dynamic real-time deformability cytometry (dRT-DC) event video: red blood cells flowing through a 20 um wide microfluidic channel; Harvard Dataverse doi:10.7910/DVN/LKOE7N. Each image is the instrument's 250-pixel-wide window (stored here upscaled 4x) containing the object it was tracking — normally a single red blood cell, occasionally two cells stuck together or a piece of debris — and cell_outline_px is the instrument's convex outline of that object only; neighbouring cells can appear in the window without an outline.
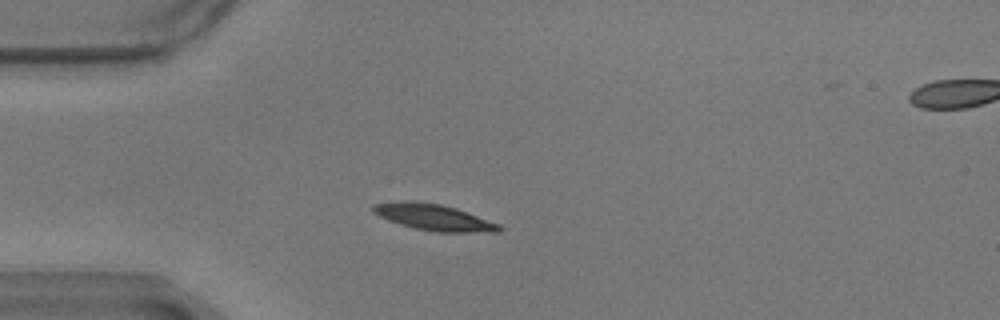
{"species": "common noctule bat (a hibernating species)", "species_latin": "Nyctalus noctula", "temperature_condition": "warm", "stored_images_in_passage": 56, "camera_frame_rate_fps": 3000, "um_per_image_px": 0.085, "animal": {"sex": "male", "body_mass_g": 17.9}, "frame": {"image": 1, "passage_image": 12, "time_ms": 3.667, "image_size_px": [1000, 320], "cell_outline_px": [[504, 228], [500, 232], [436, 232], [416, 228], [400, 224], [388, 220], [372, 212], [372, 208], [376, 204], [440, 204], [456, 208], [500, 224]], "centroid_in_image_um": [37.03, 18.54], "position_along_channel_um": 48.0, "area_um2": 18.21}}
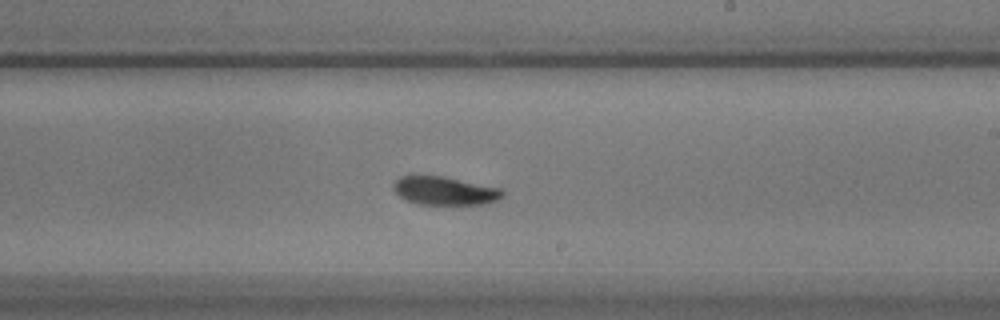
{"frame": {"image": 2, "passage_image": 31, "time_ms": 10.0, "image_size_px": [1000, 320], "cell_outline_px": [[504, 196], [488, 204], [416, 204], [400, 196], [392, 188], [392, 184], [400, 176], [408, 172], [444, 176], [504, 188]], "centroid_in_image_um": [37.77, 16.16], "position_along_channel_um": 251.2, "area_um2": 18.84}}
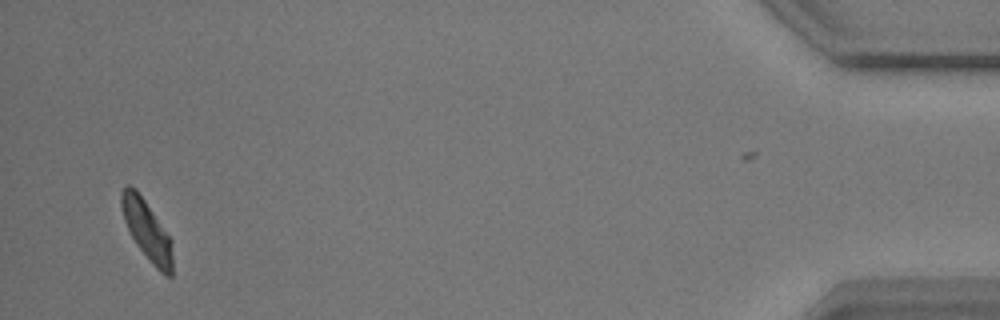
{"frame": {"image": 3, "passage_image": 53, "time_ms": 17.333, "image_size_px": [1000, 320], "cell_outline_px": [[172, 276], [164, 276], [152, 264], [136, 244], [124, 220], [120, 204], [120, 192], [128, 184], [136, 188], [172, 240]], "centroid_in_image_um": [12.48, 19.57], "position_along_channel_um": 422.7, "area_um2": 17.69}, "authors_computed_cell_mechanics": {"area_um2": 18.0625, "velocity_mm_per_s": 3.4305, "shape_relaxation_time_tau1_ms": 3.3554, "shape_relaxation_time_tau2_ms": 4.1698, "deformation_change_tau1": 0.1104, "deformation_change_tau2": 0.0865}}